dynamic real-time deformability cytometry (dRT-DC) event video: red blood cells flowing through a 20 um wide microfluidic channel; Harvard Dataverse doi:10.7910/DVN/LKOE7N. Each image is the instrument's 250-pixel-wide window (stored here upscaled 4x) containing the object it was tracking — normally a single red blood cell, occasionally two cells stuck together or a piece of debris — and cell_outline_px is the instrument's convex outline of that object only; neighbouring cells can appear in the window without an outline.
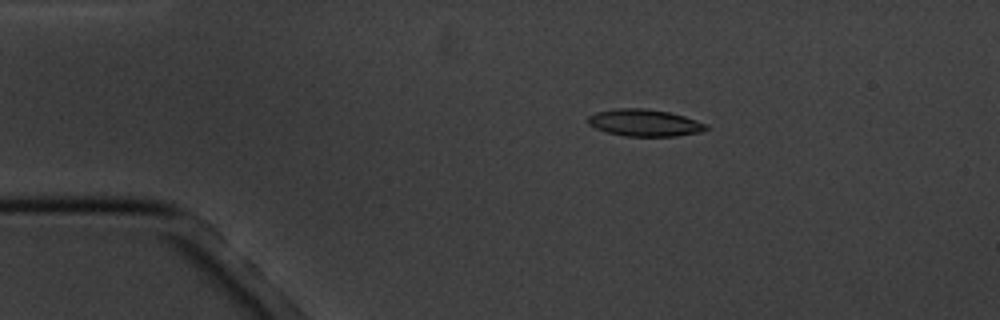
{"species": "common noctule bat (a hibernating species)", "species_latin": "Nyctalus noctula", "temperature_condition": "cold", "stored_images_in_passage": 6, "camera_frame_rate_fps": 3000, "um_per_image_px": 0.085, "animal": {"sex": "male", "body_mass_g": 20.1, "forearm_length_mm": 53.5}, "frame": {"image": 1, "passage_image": 3, "time_ms": 2.333, "image_size_px": [1000, 320], "cell_outline_px": [[708, 128], [704, 132], [676, 136], [624, 136], [608, 132], [596, 128], [588, 124], [588, 116], [596, 112], [616, 108], [644, 108], [668, 112], [684, 116], [708, 124]], "centroid_in_image_um": [54.81, 10.44], "position_along_channel_um": 30.2, "area_um2": 18.61}}
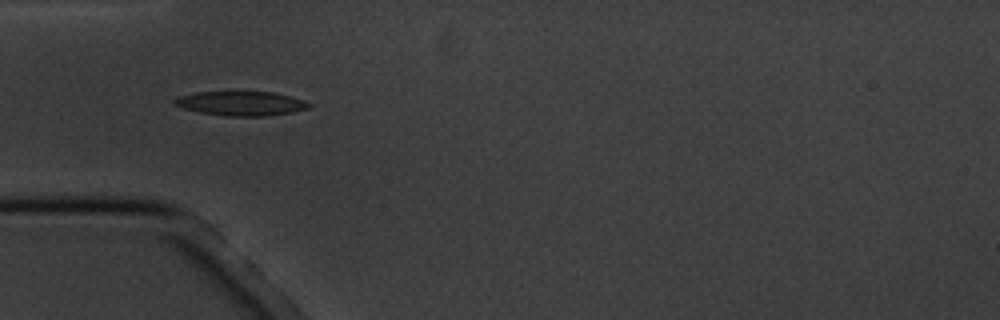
{"frame": {"image": 2, "passage_image": 5, "time_ms": 4.667, "image_size_px": [1000, 320], "cell_outline_px": [[312, 104], [308, 108], [292, 112], [264, 116], [228, 116], [200, 112], [184, 108], [172, 104], [172, 100], [176, 96], [196, 92], [272, 92], [304, 100]], "centroid_in_image_um": [20.44, 8.79], "position_along_channel_um": 64.6, "area_um2": 18.96}}
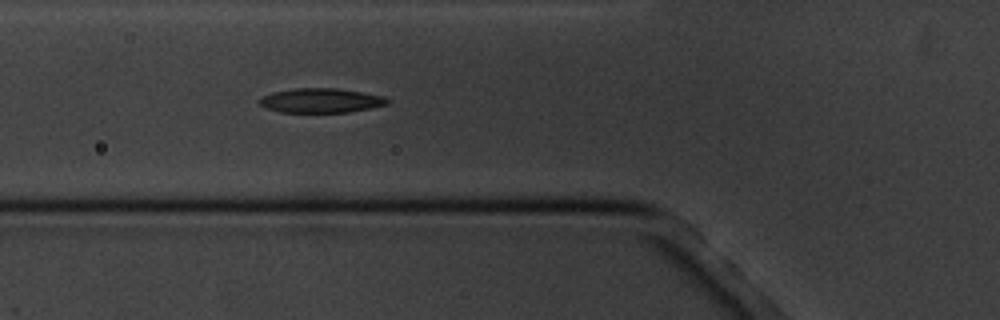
{"frame": {"image": 3, "passage_image": 6, "time_ms": 5.667, "image_size_px": [1000, 320], "cell_outline_px": [[388, 104], [372, 108], [348, 112], [280, 112], [264, 108], [256, 100], [260, 96], [272, 92], [296, 88], [336, 88], [384, 96], [388, 100]], "centroid_in_image_um": [27.21, 8.54], "position_along_channel_um": 98.6, "area_um2": 18.32}}